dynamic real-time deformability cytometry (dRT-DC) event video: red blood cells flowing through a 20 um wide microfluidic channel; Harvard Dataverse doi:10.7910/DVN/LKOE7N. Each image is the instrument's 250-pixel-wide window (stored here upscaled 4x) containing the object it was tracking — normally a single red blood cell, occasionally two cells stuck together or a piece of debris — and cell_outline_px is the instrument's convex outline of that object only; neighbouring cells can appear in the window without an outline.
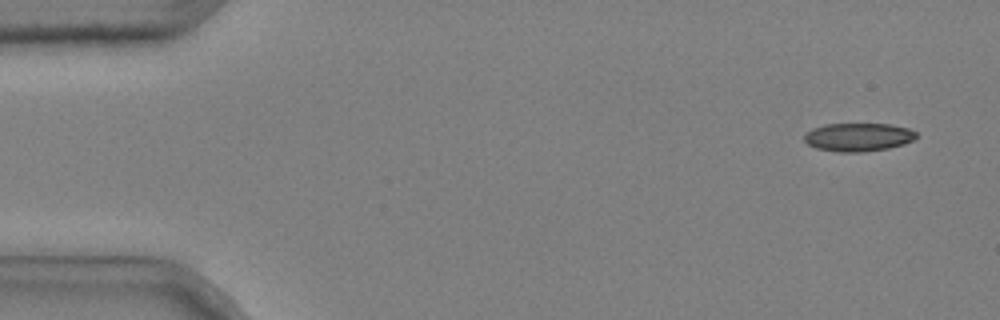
{"species": "common noctule bat (a hibernating species)", "species_latin": "Nyctalus noctula", "temperature_condition": "cold", "stored_images_in_passage": 7, "camera_frame_rate_fps": 3000, "um_per_image_px": 0.085, "animal": {"sex": "male", "body_mass_g": 20.4}, "frame": {"image": 1, "passage_image": 1, "time_ms": 0.0, "image_size_px": [1000, 320], "cell_outline_px": [[916, 136], [912, 140], [904, 144], [888, 148], [860, 152], [836, 152], [816, 148], [808, 144], [804, 140], [804, 136], [812, 128], [828, 124], [888, 124], [908, 128], [916, 132]], "centroid_in_image_um": [72.93, 11.66], "position_along_channel_um": 12.1, "area_um2": 18.32}}